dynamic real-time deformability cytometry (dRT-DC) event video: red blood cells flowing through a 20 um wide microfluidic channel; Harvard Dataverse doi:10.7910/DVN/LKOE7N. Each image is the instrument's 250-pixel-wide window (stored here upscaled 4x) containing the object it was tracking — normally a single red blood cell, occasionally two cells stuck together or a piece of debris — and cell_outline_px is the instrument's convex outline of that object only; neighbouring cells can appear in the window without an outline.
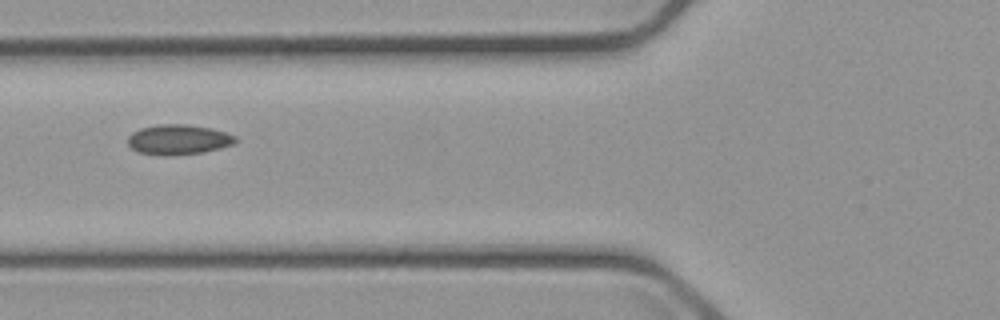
{"species": "common noctule bat (a hibernating species)", "species_latin": "Nyctalus noctula", "temperature_condition": "cold", "stored_images_in_passage": 4, "camera_frame_rate_fps": 3000, "um_per_image_px": 0.085, "animal": {"sex": "male", "body_mass_g": 23.1, "forearm_length_mm": 52.7}, "frame": {"image": 1, "passage_image": 2, "time_ms": 1.0, "image_size_px": [1000, 320], "cell_outline_px": [[236, 140], [232, 144], [220, 148], [204, 152], [164, 156], [156, 156], [136, 152], [128, 144], [128, 136], [132, 132], [140, 128], [156, 124], [188, 124], [212, 128], [236, 136]], "centroid_in_image_um": [15.11, 11.86], "position_along_channel_um": 110.7, "area_um2": 19.07}}
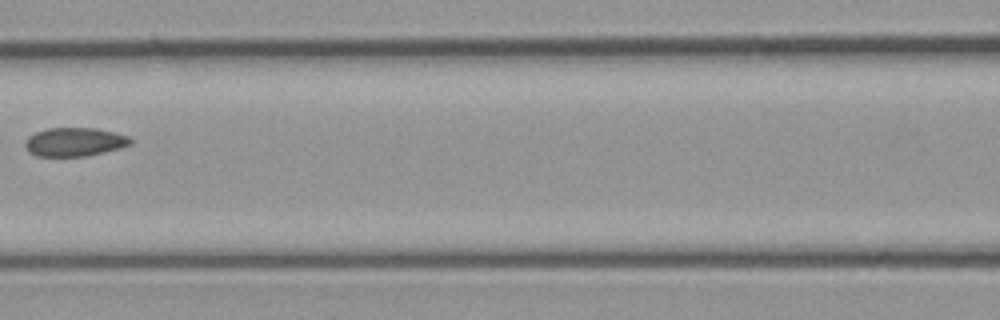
{"frame": {"image": 2, "passage_image": 3, "time_ms": 2.333, "image_size_px": [1000, 320], "cell_outline_px": [[132, 144], [120, 148], [88, 156], [36, 156], [28, 152], [24, 144], [24, 140], [28, 136], [36, 132], [48, 128], [96, 128], [116, 132], [128, 136], [132, 140]], "centroid_in_image_um": [6.33, 12.06], "position_along_channel_um": 160.3, "area_um2": 17.8}}
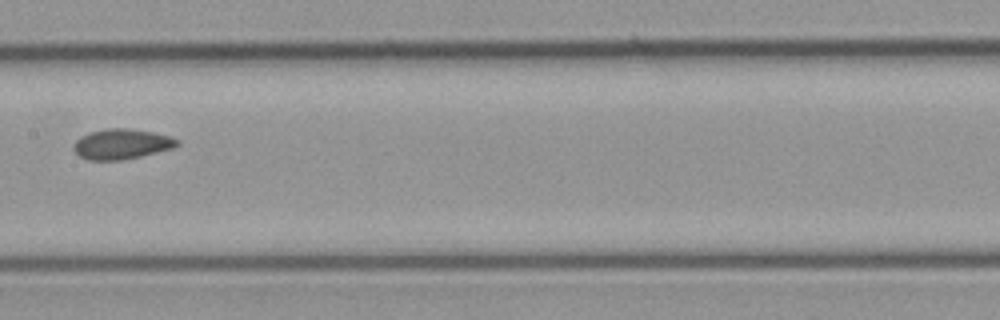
{"frame": {"image": 3, "passage_image": 4, "time_ms": 3.333, "image_size_px": [1000, 320], "cell_outline_px": [[180, 144], [172, 148], [124, 160], [88, 160], [80, 156], [72, 148], [76, 140], [80, 136], [88, 132], [108, 128], [128, 128], [152, 132], [168, 136], [180, 140]], "centroid_in_image_um": [10.31, 12.24], "position_along_channel_um": 197.1, "area_um2": 18.21}}